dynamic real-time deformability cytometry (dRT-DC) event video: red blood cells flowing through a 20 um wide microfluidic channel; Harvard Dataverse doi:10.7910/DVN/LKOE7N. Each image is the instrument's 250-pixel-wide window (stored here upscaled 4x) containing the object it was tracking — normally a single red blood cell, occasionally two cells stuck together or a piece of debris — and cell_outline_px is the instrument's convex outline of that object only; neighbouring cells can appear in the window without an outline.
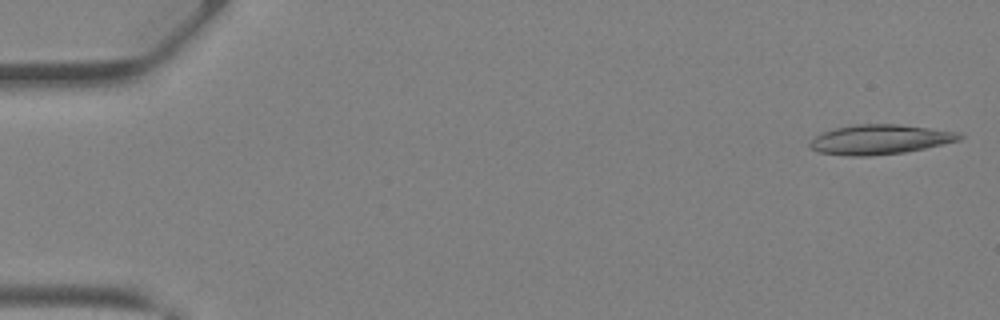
{"species": "Egyptian fruit bat (a non-hibernating species)", "species_latin": "Rousettus aegyptiacus", "temperature_condition": "warm", "stored_images_in_passage": 40, "camera_frame_rate_fps": 3000, "um_per_image_px": 0.085, "animal": {"sex": "female"}, "frame": {"image": 1, "passage_image": 1, "time_ms": 0.0, "image_size_px": [1000, 320], "cell_outline_px": [[964, 136], [960, 140], [944, 144], [904, 152], [868, 156], [848, 156], [820, 152], [808, 148], [808, 144], [820, 132], [852, 124], [900, 124], [960, 132]], "centroid_in_image_um": [74.78, 11.85], "position_along_channel_um": 10.2, "area_um2": 26.01}}
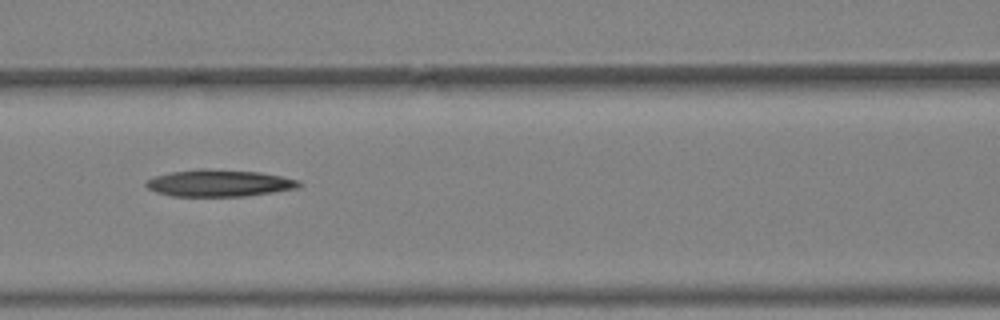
{"frame": {"image": 2, "passage_image": 18, "time_ms": 5.667, "image_size_px": [1000, 320], "cell_outline_px": [[304, 184], [300, 188], [244, 196], [172, 196], [156, 192], [148, 188], [144, 184], [152, 176], [172, 172], [200, 168], [208, 168], [260, 172], [300, 180]], "centroid_in_image_um": [18.65, 15.56], "position_along_channel_um": 148.0, "area_um2": 24.16}}
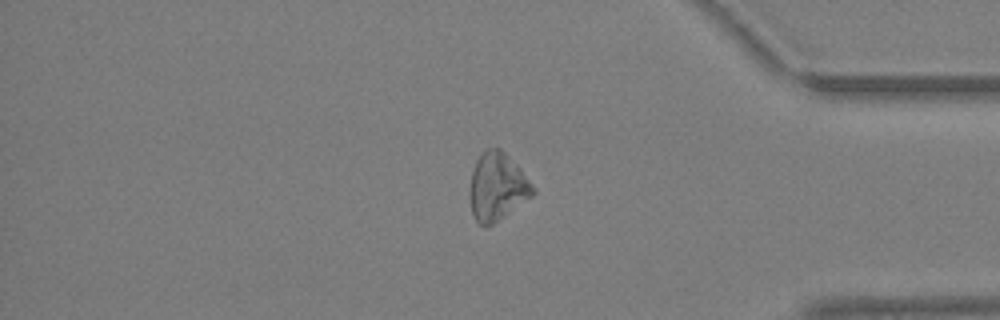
{"frame": {"image": 3, "passage_image": 34, "time_ms": 11.0, "image_size_px": [1000, 320], "cell_outline_px": [[536, 192], [532, 196], [504, 216], [492, 224], [484, 228], [476, 220], [472, 212], [472, 172], [476, 160], [488, 148], [500, 148], [520, 168], [536, 188]], "centroid_in_image_um": [42.31, 15.87], "position_along_channel_um": 392.9, "area_um2": 24.22}}